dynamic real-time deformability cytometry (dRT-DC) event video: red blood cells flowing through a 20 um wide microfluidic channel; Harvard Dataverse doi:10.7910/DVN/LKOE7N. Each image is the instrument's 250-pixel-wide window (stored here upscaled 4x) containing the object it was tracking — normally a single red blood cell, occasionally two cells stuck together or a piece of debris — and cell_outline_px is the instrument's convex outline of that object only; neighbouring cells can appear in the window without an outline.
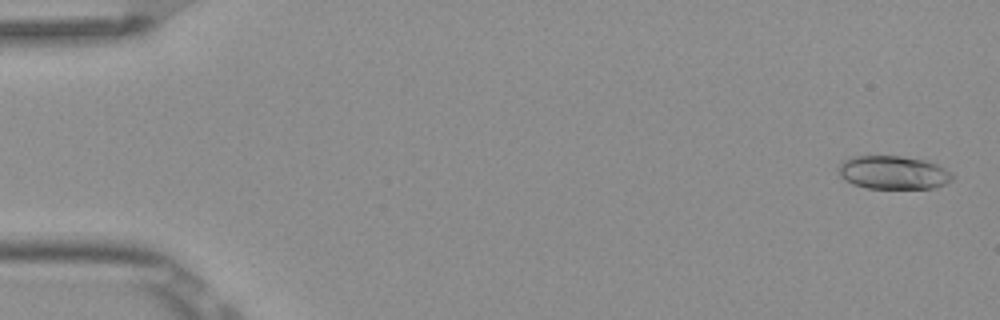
{"species": "Egyptian fruit bat (a non-hibernating species)", "species_latin": "Rousettus aegyptiacus", "temperature_condition": "room temperature", "stored_images_in_passage": 5, "camera_frame_rate_fps": 3000, "um_per_image_px": 0.085, "frame": {"image": 1, "passage_image": 1, "time_ms": 0.0, "image_size_px": [1000, 320], "cell_outline_px": [[952, 180], [936, 188], [868, 188], [852, 184], [844, 180], [840, 176], [836, 168], [840, 160], [848, 156], [900, 156], [928, 160], [944, 168], [952, 176]], "centroid_in_image_um": [75.84, 14.65], "position_along_channel_um": 9.2, "area_um2": 22.43}}
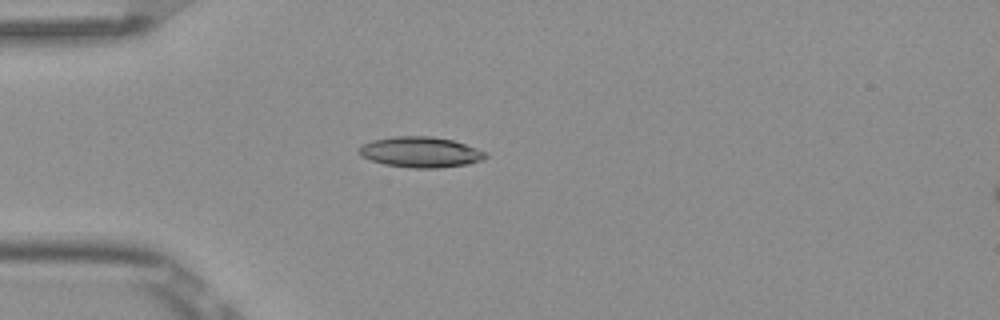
{"frame": {"image": 2, "passage_image": 4, "time_ms": 1.0, "image_size_px": [1000, 320], "cell_outline_px": [[488, 156], [480, 160], [468, 164], [440, 168], [408, 168], [384, 164], [360, 156], [360, 144], [372, 140], [392, 136], [432, 136], [452, 140], [488, 152]], "centroid_in_image_um": [35.74, 12.93], "position_along_channel_um": 49.3, "area_um2": 22.66}}